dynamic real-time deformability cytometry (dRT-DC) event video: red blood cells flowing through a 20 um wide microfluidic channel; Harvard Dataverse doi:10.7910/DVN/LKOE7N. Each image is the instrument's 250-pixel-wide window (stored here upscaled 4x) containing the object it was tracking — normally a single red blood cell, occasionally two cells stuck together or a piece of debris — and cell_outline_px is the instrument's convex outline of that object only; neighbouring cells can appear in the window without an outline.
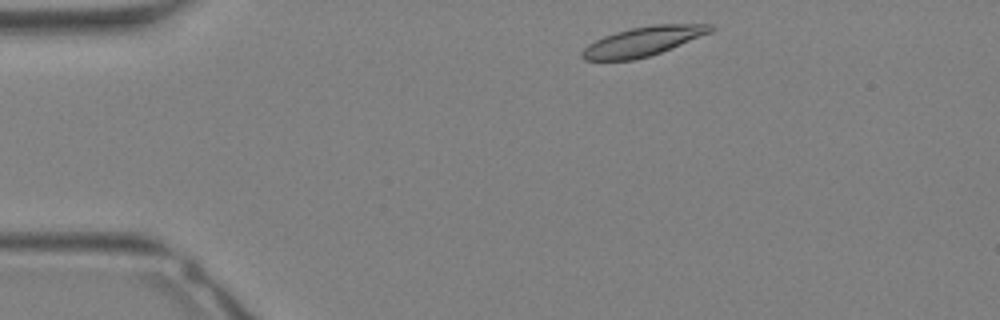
{"species": "Egyptian fruit bat (a non-hibernating species)", "species_latin": "Rousettus aegyptiacus", "temperature_condition": "warm", "stored_images_in_passage": 29, "camera_frame_rate_fps": 3000, "um_per_image_px": 0.085, "animal": {"sex": "female"}, "frame": {"image": 1, "passage_image": 2, "time_ms": 0.333, "image_size_px": [1000, 320], "cell_outline_px": [[716, 28], [712, 32], [660, 52], [648, 56], [632, 60], [584, 60], [580, 56], [580, 52], [588, 44], [604, 36], [616, 32], [632, 28], [652, 24], [712, 24]], "centroid_in_image_um": [54.65, 3.51], "position_along_channel_um": 30.3, "area_um2": 21.79}}
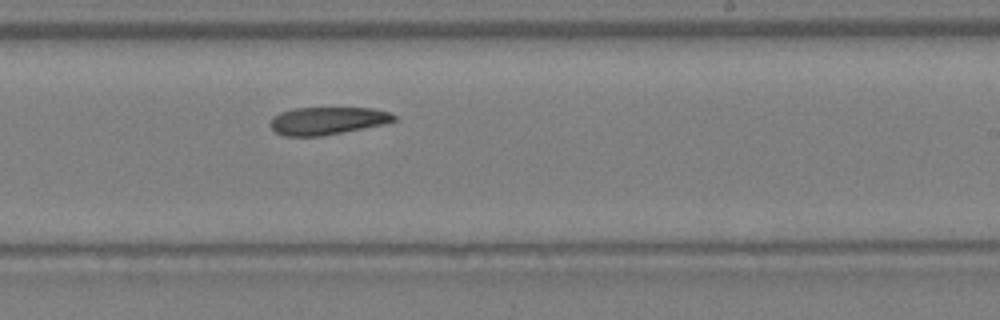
{"frame": {"image": 2, "passage_image": 16, "time_ms": 5.0, "image_size_px": [1000, 320], "cell_outline_px": [[396, 120], [384, 124], [344, 132], [320, 136], [284, 136], [276, 132], [268, 124], [272, 116], [280, 112], [292, 108], [372, 108], [388, 112], [396, 116]], "centroid_in_image_um": [27.78, 10.26], "position_along_channel_um": 261.2, "area_um2": 20.0}}
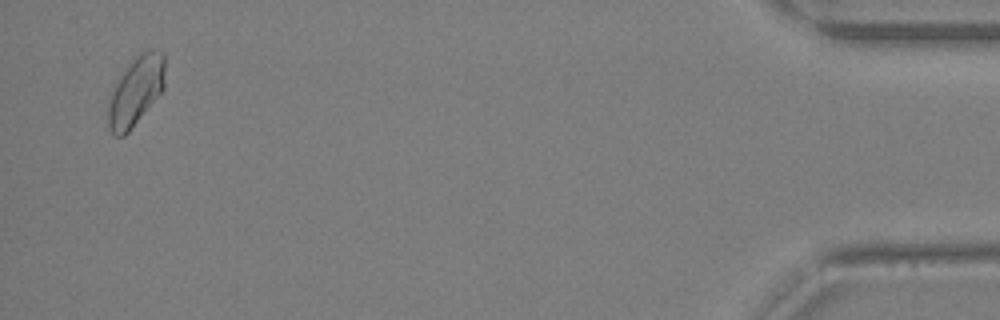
{"frame": {"image": 3, "passage_image": 28, "time_ms": 9.0, "image_size_px": [1000, 320], "cell_outline_px": [[164, 88], [128, 132], [124, 136], [116, 136], [108, 128], [108, 108], [112, 92], [124, 68], [140, 52], [148, 48], [160, 48], [164, 52]], "centroid_in_image_um": [11.57, 7.67], "position_along_channel_um": 423.6, "area_um2": 22.72}}